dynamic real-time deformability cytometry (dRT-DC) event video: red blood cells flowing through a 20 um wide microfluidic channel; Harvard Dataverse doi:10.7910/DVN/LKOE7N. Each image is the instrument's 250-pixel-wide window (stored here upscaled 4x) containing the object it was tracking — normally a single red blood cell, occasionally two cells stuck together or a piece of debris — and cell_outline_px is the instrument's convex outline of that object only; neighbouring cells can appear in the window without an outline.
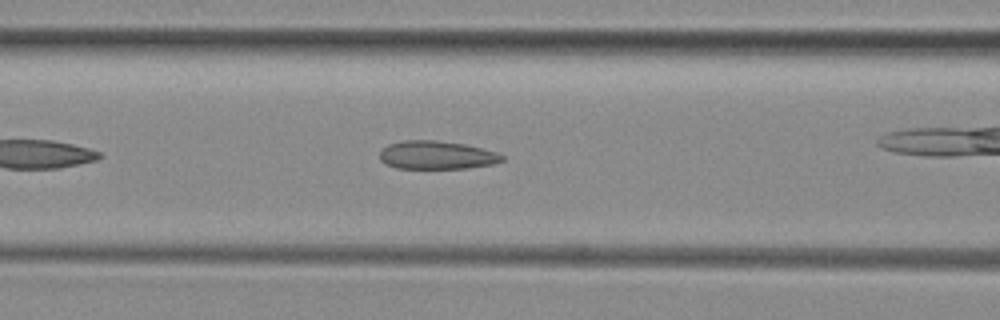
{"species": "common noctule bat (a hibernating species)", "species_latin": "Nyctalus noctula", "temperature_condition": "room temperature", "stored_images_in_passage": 29, "camera_frame_rate_fps": 3000, "um_per_image_px": 0.085, "animal": {"sex": "female", "body_mass_g": 29.2, "forearm_length_mm": 56.3}, "frame": {"image": 1, "passage_image": 9, "time_ms": 2.667, "image_size_px": [1000, 320], "cell_outline_px": [[504, 160], [496, 164], [468, 168], [396, 168], [384, 164], [380, 160], [380, 152], [388, 144], [404, 140], [436, 140], [464, 144], [496, 152], [504, 156]], "centroid_in_image_um": [37.12, 13.19], "position_along_channel_um": 129.5, "area_um2": 20.23}}
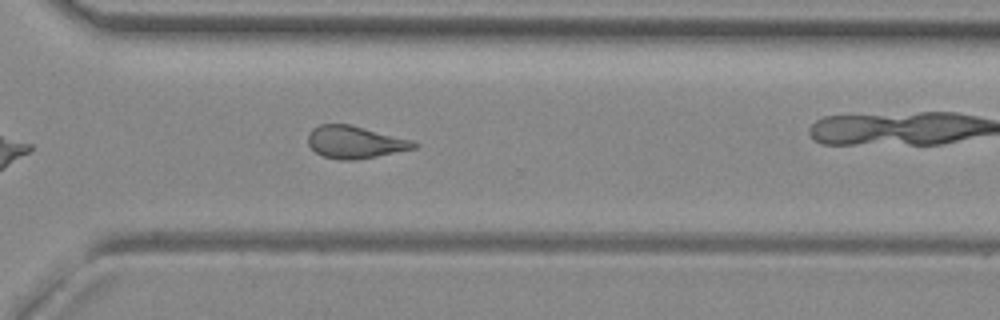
{"frame": {"image": 2, "passage_image": 25, "time_ms": 8.0, "image_size_px": [1000, 320], "cell_outline_px": [[420, 144], [416, 148], [356, 160], [340, 160], [324, 156], [316, 152], [308, 144], [308, 132], [312, 128], [320, 124], [352, 124], [412, 140]], "centroid_in_image_um": [30.17, 12.07], "position_along_channel_um": 340.4, "area_um2": 20.06}}